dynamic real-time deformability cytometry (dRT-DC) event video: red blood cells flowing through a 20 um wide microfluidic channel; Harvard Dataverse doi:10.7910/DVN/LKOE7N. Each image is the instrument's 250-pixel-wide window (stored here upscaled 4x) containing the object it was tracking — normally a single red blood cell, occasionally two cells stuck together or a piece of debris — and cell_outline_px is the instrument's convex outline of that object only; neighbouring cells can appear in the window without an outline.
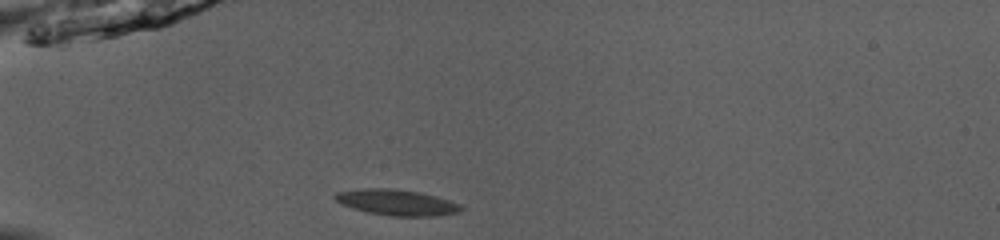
{"species": "common noctule bat (a hibernating species)", "species_latin": "Nyctalus noctula", "temperature_condition": "room temperature", "stored_images_in_passage": 36, "camera_frame_rate_fps": 3000, "um_per_image_px": 0.085, "animal": {"sex": "male", "body_mass_g": 13.0, "forearm_length_mm": 53.1}, "frame": {"image": 1, "passage_image": 1, "time_ms": 0.0, "image_size_px": [1000, 240], "cell_outline_px": [[464, 208], [460, 212], [436, 216], [392, 216], [368, 212], [344, 204], [336, 200], [332, 196], [336, 192], [364, 188], [392, 188], [420, 192], [436, 196], [460, 204]], "centroid_in_image_um": [33.76, 17.2], "position_along_channel_um": 51.2, "area_um2": 18.84}}
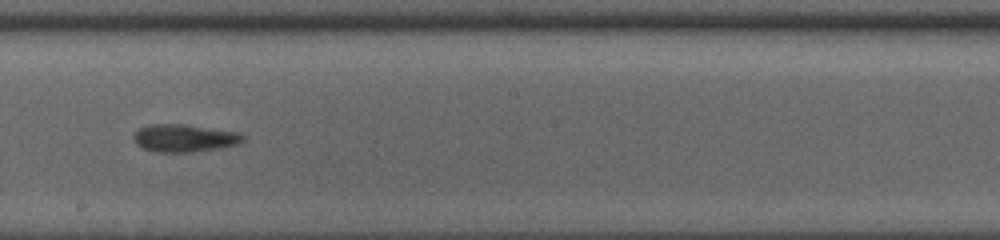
{"frame": {"image": 2, "passage_image": 16, "time_ms": 5.0, "image_size_px": [1000, 240], "cell_outline_px": [[244, 140], [236, 144], [220, 148], [192, 152], [156, 152], [144, 148], [136, 144], [132, 136], [140, 128], [148, 124], [184, 124], [244, 132]], "centroid_in_image_um": [15.7, 11.73], "position_along_channel_um": 232.5, "area_um2": 17.8}}
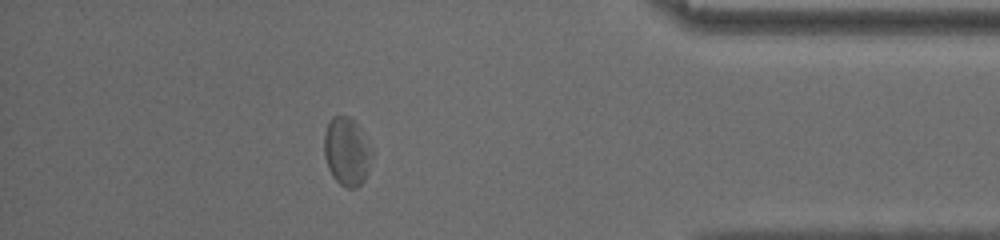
{"frame": {"image": 3, "passage_image": 31, "time_ms": 10.0, "image_size_px": [1000, 240], "cell_outline_px": [[372, 152], [364, 180], [356, 188], [348, 188], [340, 184], [332, 176], [328, 168], [324, 156], [324, 132], [328, 120], [332, 116], [348, 116], [360, 128]], "centroid_in_image_um": [29.42, 12.87], "position_along_channel_um": 405.8, "area_um2": 18.73}, "authors_computed_cell_mechanics": {"area_um2": 18.0336, "velocity_mm_per_s": 3.9941, "shape_relaxation_time_tau1_ms": 2.2859, "shape_relaxation_time_tau2_ms": 3.6431, "deformation_change_tau1": 0.0987, "deformation_change_tau2": 0.0768}}